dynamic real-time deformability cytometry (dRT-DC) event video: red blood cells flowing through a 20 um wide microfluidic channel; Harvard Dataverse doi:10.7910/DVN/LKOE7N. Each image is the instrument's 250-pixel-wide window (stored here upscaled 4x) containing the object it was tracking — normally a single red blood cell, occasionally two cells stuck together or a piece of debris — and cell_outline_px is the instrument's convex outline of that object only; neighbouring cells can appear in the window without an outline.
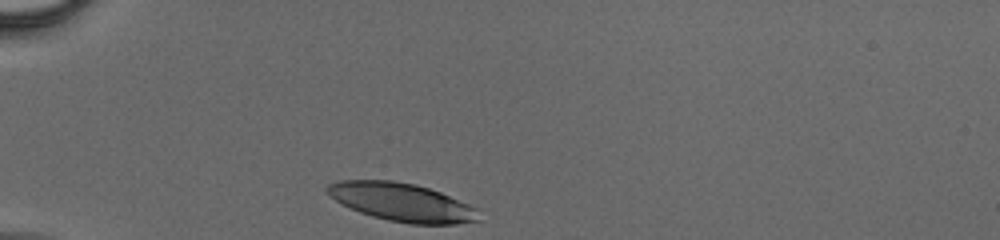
{"species": "human", "species_latin": "Homo sapiens", "temperature_condition": "cold", "stored_images_in_passage": 31, "camera_frame_rate_fps": 3000, "um_per_image_px": 0.085, "donor": {"sex": "male"}, "frame": {"image": 1, "passage_image": 1, "time_ms": 0.0, "image_size_px": [1000, 240], "cell_outline_px": [[480, 220], [456, 224], [408, 224], [388, 220], [372, 216], [360, 212], [336, 200], [324, 188], [328, 184], [340, 180], [392, 180], [416, 184], [440, 192], [468, 204], [472, 208]], "centroid_in_image_um": [34.12, 17.18], "position_along_channel_um": 50.9, "area_um2": 33.23}}
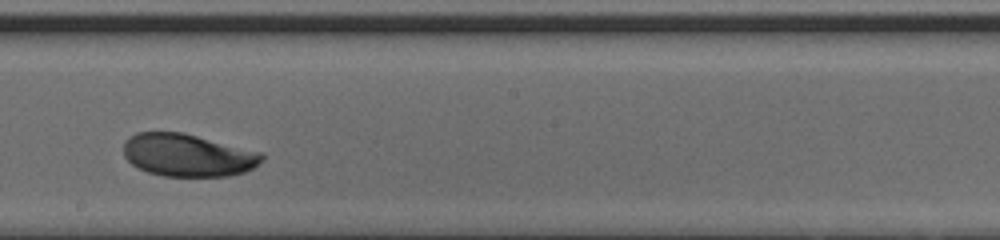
{"frame": {"image": 2, "passage_image": 18, "time_ms": 5.667, "image_size_px": [1000, 240], "cell_outline_px": [[264, 156], [252, 168], [244, 172], [228, 176], [164, 176], [148, 172], [132, 164], [124, 156], [124, 140], [136, 132], [184, 132], [260, 152]], "centroid_in_image_um": [15.92, 13.18], "position_along_channel_um": 232.3, "area_um2": 34.16}}
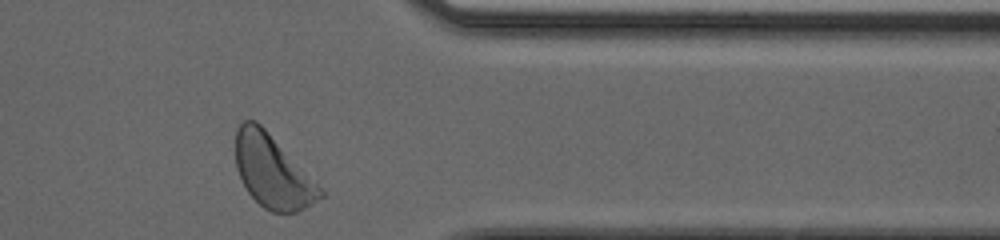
{"frame": {"image": 3, "passage_image": 31, "time_ms": 10.0, "image_size_px": [1000, 240], "cell_outline_px": [[324, 196], [304, 208], [296, 212], [272, 212], [264, 208], [248, 192], [236, 168], [236, 128], [244, 120], [256, 120], [264, 128], [324, 192]], "centroid_in_image_um": [23.12, 14.58], "position_along_channel_um": 388.3, "area_um2": 34.85}}